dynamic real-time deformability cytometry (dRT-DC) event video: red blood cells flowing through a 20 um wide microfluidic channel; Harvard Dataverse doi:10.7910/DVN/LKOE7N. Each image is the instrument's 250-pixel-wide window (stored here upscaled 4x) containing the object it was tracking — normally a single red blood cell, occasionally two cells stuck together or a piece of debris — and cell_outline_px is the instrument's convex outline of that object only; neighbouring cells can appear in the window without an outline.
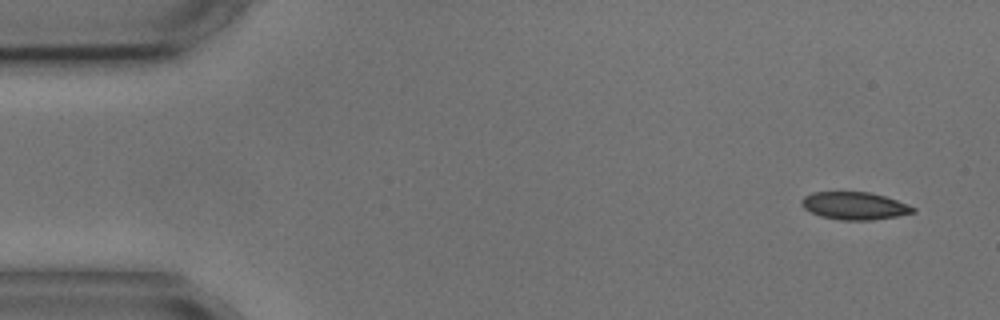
{"species": "common noctule bat (a hibernating species)", "species_latin": "Nyctalus noctula", "temperature_condition": "cold", "stored_images_in_passage": 4, "camera_frame_rate_fps": 3000, "um_per_image_px": 0.085, "animal": {"sex": "male", "body_mass_g": 17.9, "forearm_length_mm": 54.2}, "frame": {"image": 1, "passage_image": 1, "time_ms": 0.0, "image_size_px": [1000, 320], "cell_outline_px": [[916, 212], [896, 216], [872, 220], [840, 220], [820, 216], [804, 208], [800, 204], [800, 200], [804, 196], [812, 192], [868, 192], [884, 196], [896, 200], [916, 208]], "centroid_in_image_um": [72.6, 17.49], "position_along_channel_um": 12.4, "area_um2": 17.86}}
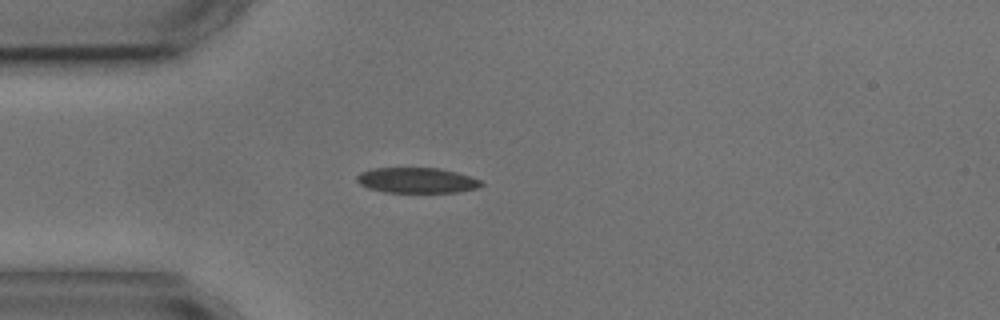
{"frame": {"image": 2, "passage_image": 4, "time_ms": 3.667, "image_size_px": [1000, 320], "cell_outline_px": [[484, 184], [476, 188], [456, 192], [384, 192], [368, 188], [360, 184], [356, 180], [356, 176], [360, 172], [372, 168], [440, 168], [456, 172], [480, 180]], "centroid_in_image_um": [35.38, 15.32], "position_along_channel_um": 49.6, "area_um2": 18.32}}